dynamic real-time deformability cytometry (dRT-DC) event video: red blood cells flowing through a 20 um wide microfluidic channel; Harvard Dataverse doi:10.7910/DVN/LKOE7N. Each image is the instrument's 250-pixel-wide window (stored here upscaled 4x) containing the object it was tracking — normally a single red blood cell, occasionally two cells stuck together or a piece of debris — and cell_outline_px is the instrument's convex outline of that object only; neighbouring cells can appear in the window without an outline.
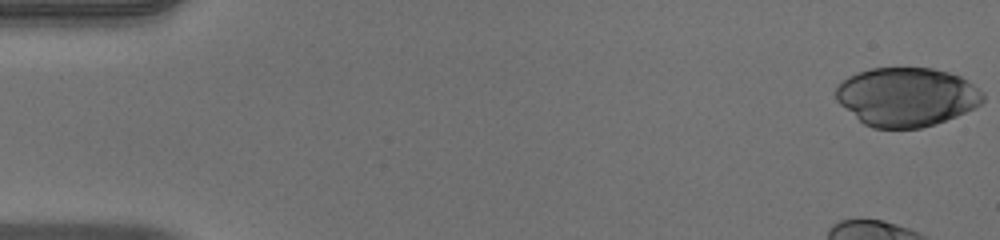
{"species": "human", "species_latin": "Homo sapiens", "temperature_condition": "warm", "stored_images_in_passage": 42, "camera_frame_rate_fps": 3000, "um_per_image_px": 0.085, "donor": {"sex": "male"}, "frame": {"image": 1, "passage_image": 1, "time_ms": 0.0, "image_size_px": [1000, 240], "cell_outline_px": [[984, 100], [980, 104], [956, 116], [936, 124], [920, 128], [872, 128], [864, 124], [840, 104], [836, 100], [836, 88], [848, 76], [856, 72], [872, 68], [932, 68], [948, 72], [960, 76], [984, 92]], "centroid_in_image_um": [77.06, 8.23], "position_along_channel_um": 7.9, "area_um2": 50.29}}